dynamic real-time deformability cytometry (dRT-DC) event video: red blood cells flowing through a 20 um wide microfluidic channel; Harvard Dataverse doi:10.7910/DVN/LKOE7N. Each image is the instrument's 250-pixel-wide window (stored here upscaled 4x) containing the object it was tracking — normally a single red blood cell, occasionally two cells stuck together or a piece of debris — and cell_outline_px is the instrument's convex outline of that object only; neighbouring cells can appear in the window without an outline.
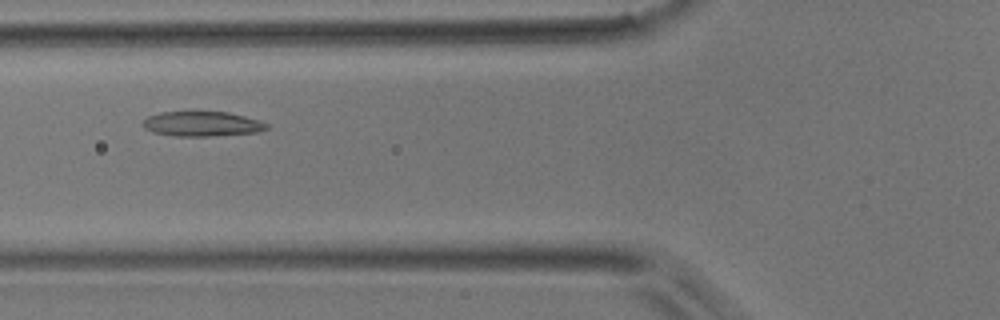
{"species": "common noctule bat (a hibernating species)", "species_latin": "Nyctalus noctula", "temperature_condition": "room temperature", "stored_images_in_passage": 41, "camera_frame_rate_fps": 3000, "um_per_image_px": 0.085, "animal": {"sex": "male", "body_mass_g": 17.9}, "frame": {"image": 1, "passage_image": 9, "time_ms": 2.667, "image_size_px": [1000, 320], "cell_outline_px": [[268, 128], [256, 132], [208, 136], [176, 136], [152, 132], [144, 128], [140, 124], [148, 116], [160, 112], [228, 112], [244, 116], [268, 124]], "centroid_in_image_um": [17.11, 10.53], "position_along_channel_um": 108.7, "area_um2": 17.74}}
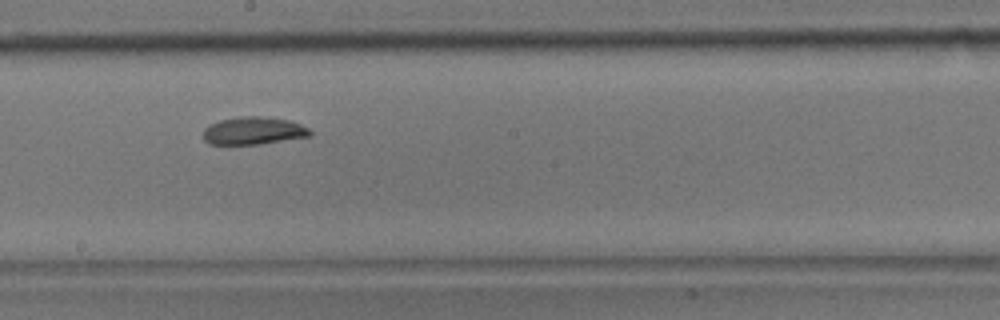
{"frame": {"image": 2, "passage_image": 18, "time_ms": 5.667, "image_size_px": [1000, 320], "cell_outline_px": [[312, 136], [260, 144], [208, 144], [204, 140], [204, 128], [208, 124], [220, 120], [240, 116], [260, 116], [288, 120], [300, 124], [308, 128], [312, 132]], "centroid_in_image_um": [21.54, 11.11], "position_along_channel_um": 226.7, "area_um2": 17.28}}
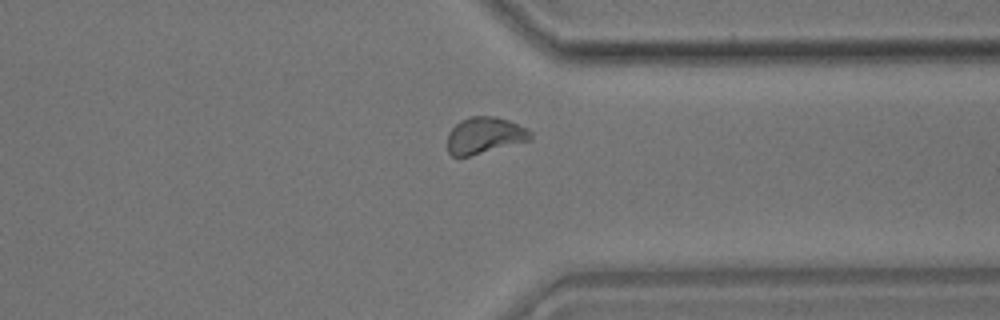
{"frame": {"image": 3, "passage_image": 29, "time_ms": 9.333, "image_size_px": [1000, 320], "cell_outline_px": [[532, 140], [468, 156], [452, 156], [448, 152], [448, 132], [460, 120], [472, 116], [492, 116], [508, 120], [528, 128], [532, 132]], "centroid_in_image_um": [41.21, 11.5], "position_along_channel_um": 370.2, "area_um2": 17.69}}